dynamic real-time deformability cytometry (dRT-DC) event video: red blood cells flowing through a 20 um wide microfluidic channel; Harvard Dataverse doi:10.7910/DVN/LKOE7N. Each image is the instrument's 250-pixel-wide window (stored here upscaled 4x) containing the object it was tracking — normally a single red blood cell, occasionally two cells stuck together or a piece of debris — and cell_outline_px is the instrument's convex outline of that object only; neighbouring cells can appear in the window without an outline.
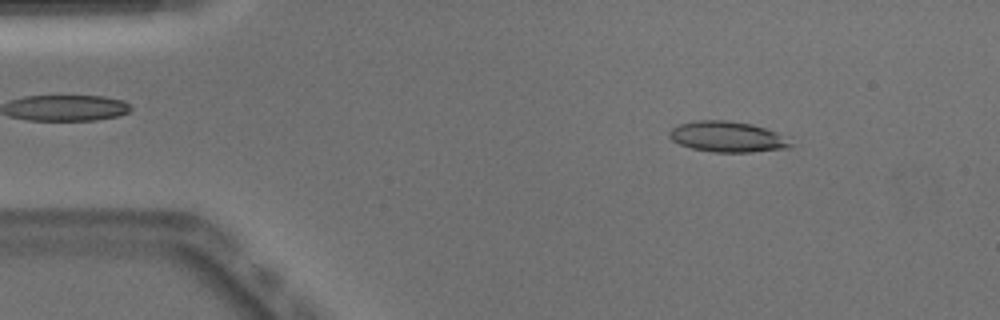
{"species": "Egyptian fruit bat (a non-hibernating species)", "species_latin": "Rousettus aegyptiacus", "temperature_condition": "warm", "stored_images_in_passage": 49, "camera_frame_rate_fps": 3000, "um_per_image_px": 0.085, "animal": {"sex": "male"}, "frame": {"image": 1, "passage_image": 6, "time_ms": 1.667, "image_size_px": [1000, 320], "cell_outline_px": [[792, 144], [788, 148], [752, 152], [712, 152], [692, 148], [680, 144], [672, 140], [668, 136], [668, 132], [672, 128], [680, 124], [696, 120], [724, 120], [752, 124], [776, 132]], "centroid_in_image_um": [61.78, 11.62], "position_along_channel_um": 23.2, "area_um2": 21.44}}
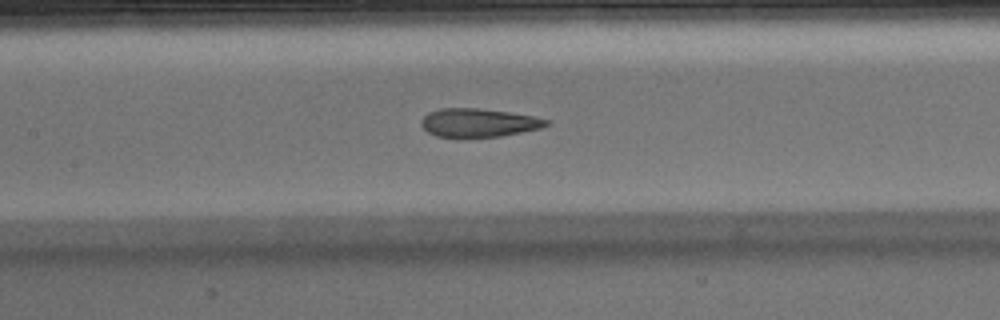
{"frame": {"image": 2, "passage_image": 22, "time_ms": 7.0, "image_size_px": [1000, 320], "cell_outline_px": [[552, 124], [540, 128], [500, 136], [460, 140], [436, 136], [428, 132], [420, 124], [420, 120], [428, 112], [440, 108], [476, 108], [508, 112], [532, 116], [548, 120]], "centroid_in_image_um": [40.61, 10.47], "position_along_channel_um": 166.8, "area_um2": 21.33}}
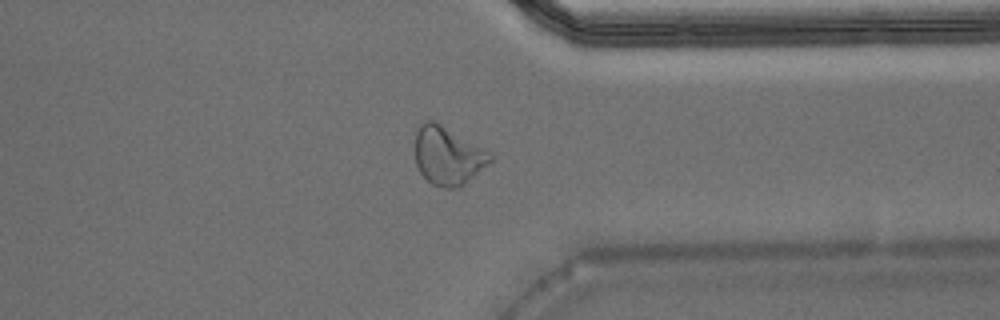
{"frame": {"image": 3, "passage_image": 38, "time_ms": 12.333, "image_size_px": [1000, 320], "cell_outline_px": [[492, 160], [464, 184], [456, 188], [444, 188], [432, 184], [420, 172], [416, 164], [416, 132], [420, 124], [428, 120], [436, 120], [488, 152], [492, 156]], "centroid_in_image_um": [38.03, 13.23], "position_along_channel_um": 373.4, "area_um2": 25.03}, "authors_computed_cell_mechanics": {"area_um2": 21.7328, "velocity_mm_per_s": 3.9502, "shape_relaxation_time_tau1_ms": 10.3744, "shape_relaxation_time_tau2_ms": 1.382, "deformation_change_tau1": 0.2972, "deformation_change_tau2": 0.0981}}